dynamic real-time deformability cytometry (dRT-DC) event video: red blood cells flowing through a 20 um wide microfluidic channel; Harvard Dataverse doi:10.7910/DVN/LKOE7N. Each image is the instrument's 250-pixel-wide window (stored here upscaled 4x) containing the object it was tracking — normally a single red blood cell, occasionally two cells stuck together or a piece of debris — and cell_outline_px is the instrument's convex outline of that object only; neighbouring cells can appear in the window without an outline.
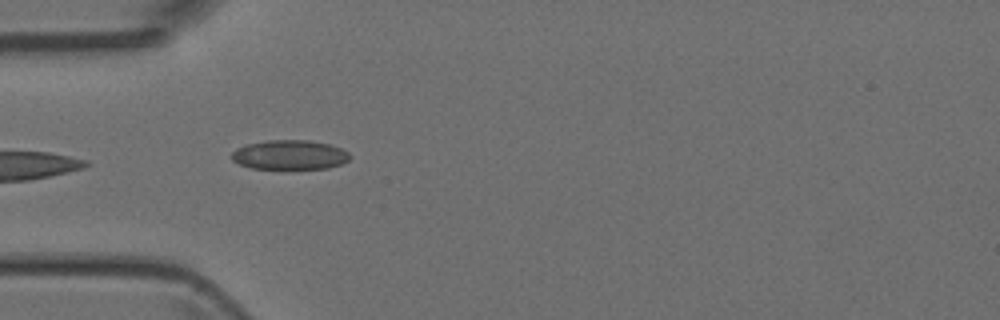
{"species": "Egyptian fruit bat (a non-hibernating species)", "species_latin": "Rousettus aegyptiacus", "temperature_condition": "room temperature", "stored_images_in_passage": 6, "camera_frame_rate_fps": 3000, "um_per_image_px": 0.085, "animal": {"sex": "female"}, "frame": {"image": 1, "passage_image": 5, "time_ms": 4.667, "image_size_px": [1000, 320], "cell_outline_px": [[352, 156], [348, 160], [340, 164], [328, 168], [252, 168], [240, 164], [232, 160], [232, 152], [236, 148], [248, 144], [268, 140], [308, 140], [328, 144], [340, 148], [348, 152]], "centroid_in_image_um": [24.63, 13.15], "position_along_channel_um": 60.4, "area_um2": 20.06}}
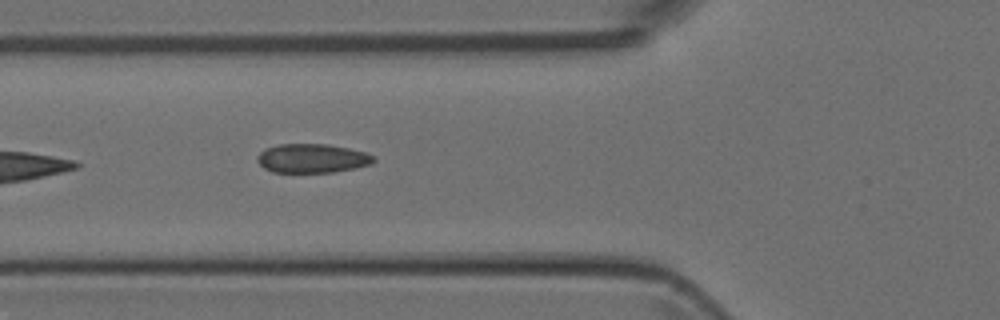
{"frame": {"image": 2, "passage_image": 6, "time_ms": 5.667, "image_size_px": [1000, 320], "cell_outline_px": [[376, 160], [372, 164], [356, 168], [332, 172], [272, 172], [264, 168], [256, 160], [256, 156], [260, 152], [268, 148], [280, 144], [328, 144], [348, 148], [364, 152], [376, 156]], "centroid_in_image_um": [26.56, 13.46], "position_along_channel_um": 99.2, "area_um2": 19.71}}